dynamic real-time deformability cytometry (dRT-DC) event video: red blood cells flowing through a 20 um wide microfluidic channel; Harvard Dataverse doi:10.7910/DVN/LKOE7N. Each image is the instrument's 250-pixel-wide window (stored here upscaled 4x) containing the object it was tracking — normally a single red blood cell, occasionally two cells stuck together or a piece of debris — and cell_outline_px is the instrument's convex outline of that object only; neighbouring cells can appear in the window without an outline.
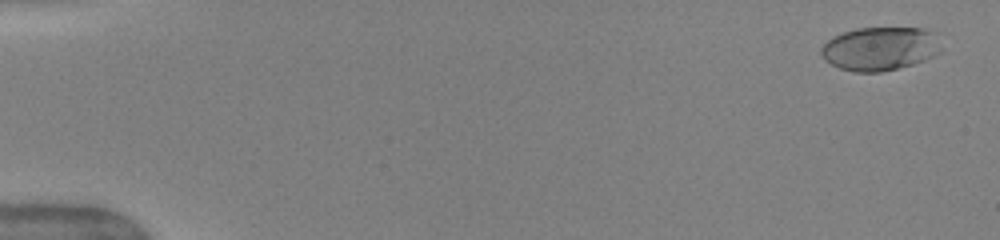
{"species": "human", "species_latin": "Homo sapiens", "temperature_condition": "warm", "stored_images_in_passage": 51, "camera_frame_rate_fps": 3000, "um_per_image_px": 0.085, "donor": {"sex": "female"}, "frame": {"image": 1, "passage_image": 2, "time_ms": 0.333, "image_size_px": [1000, 240], "cell_outline_px": [[940, 52], [924, 60], [912, 64], [880, 72], [856, 72], [840, 68], [824, 60], [820, 52], [820, 48], [832, 36], [856, 28], [924, 28], [940, 32]], "centroid_in_image_um": [74.83, 4.11], "position_along_channel_um": 10.2, "area_um2": 30.75}}
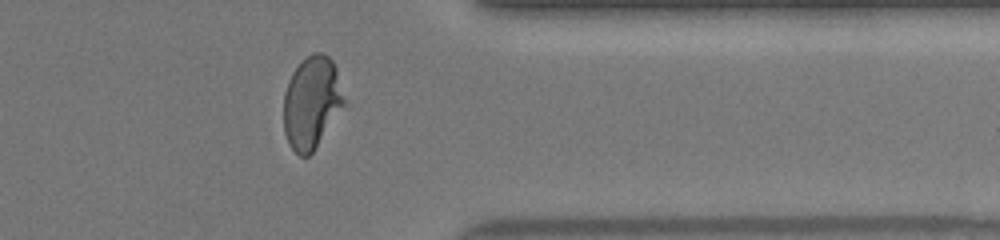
{"frame": {"image": 2, "passage_image": 42, "time_ms": 13.667, "image_size_px": [1000, 240], "cell_outline_px": [[344, 104], [312, 152], [308, 156], [300, 156], [288, 144], [284, 132], [284, 92], [288, 80], [292, 72], [300, 60], [312, 52], [320, 52], [328, 56], [332, 60], [336, 68], [344, 100]], "centroid_in_image_um": [26.45, 8.67], "position_along_channel_um": 385.0, "area_um2": 32.19}}
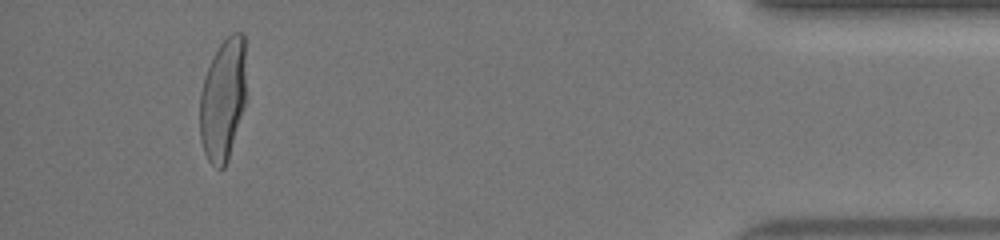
{"frame": {"image": 3, "passage_image": 48, "time_ms": 15.667, "image_size_px": [1000, 240], "cell_outline_px": [[244, 108], [228, 160], [224, 168], [216, 168], [208, 160], [204, 152], [200, 140], [200, 92], [204, 76], [220, 44], [232, 32], [244, 32]], "centroid_in_image_um": [18.93, 8.5], "position_along_channel_um": 416.3, "area_um2": 32.71}, "authors_computed_cell_mechanics": {"area_um2": 32.4836, "velocity_mm_per_s": 4.0344, "shape_relaxation_time_tau1_ms": 3.0988, "shape_relaxation_time_tau2_ms": null, "deformation_change_tau1": 0.217, "deformation_change_tau2": null}}